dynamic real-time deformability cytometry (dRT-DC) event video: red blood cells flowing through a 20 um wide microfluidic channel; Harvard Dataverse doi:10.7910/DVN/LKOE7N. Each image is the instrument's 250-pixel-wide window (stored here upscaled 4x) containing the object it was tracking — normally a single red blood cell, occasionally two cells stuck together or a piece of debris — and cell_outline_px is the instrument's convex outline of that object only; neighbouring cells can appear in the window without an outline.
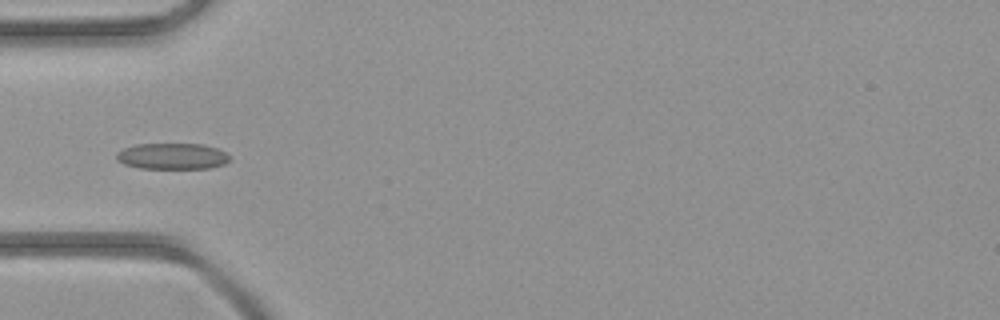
{"species": "common noctule bat (a hibernating species)", "species_latin": "Nyctalus noctula", "temperature_condition": "room temperature", "stored_images_in_passage": 2, "camera_frame_rate_fps": 3000, "um_per_image_px": 0.085, "animal": {"sex": "female", "body_mass_g": 21.9}, "frame": {"image": 1, "passage_image": 2, "time_ms": 1.333, "image_size_px": [1000, 320], "cell_outline_px": [[232, 156], [224, 164], [208, 168], [140, 168], [124, 164], [116, 160], [116, 152], [124, 148], [136, 144], [204, 144], [216, 148]], "centroid_in_image_um": [14.62, 13.27], "position_along_channel_um": 70.4, "area_um2": 17.22}}